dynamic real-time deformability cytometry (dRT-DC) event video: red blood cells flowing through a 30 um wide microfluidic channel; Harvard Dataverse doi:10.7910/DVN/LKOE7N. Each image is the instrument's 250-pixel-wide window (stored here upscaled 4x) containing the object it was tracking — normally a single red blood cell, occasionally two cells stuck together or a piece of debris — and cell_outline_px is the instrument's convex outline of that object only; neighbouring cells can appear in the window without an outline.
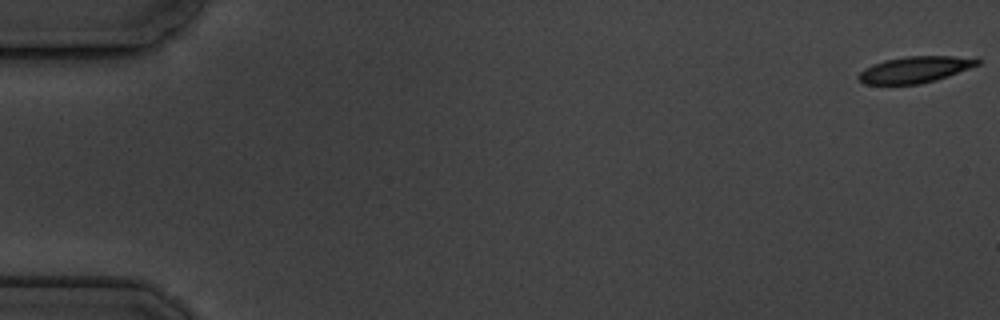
{"species": "common noctule bat (a hibernating species)", "species_latin": "Nyctalus noctula", "temperature_condition": "cold", "stored_images_in_passage": 5, "camera_frame_rate_fps": 3000, "um_per_image_px": 0.085, "animal": {"sex": "male", "body_mass_g": 19.5, "forearm_length_mm": 54.6}, "frame": {"image": 1, "passage_image": 1, "time_ms": 0.0, "image_size_px": [1000, 320], "cell_outline_px": [[980, 64], [948, 76], [936, 80], [920, 84], [864, 84], [856, 76], [864, 68], [872, 64], [884, 60], [908, 56], [952, 56], [980, 60]], "centroid_in_image_um": [77.72, 5.92], "position_along_channel_um": 7.3, "area_um2": 18.09}}
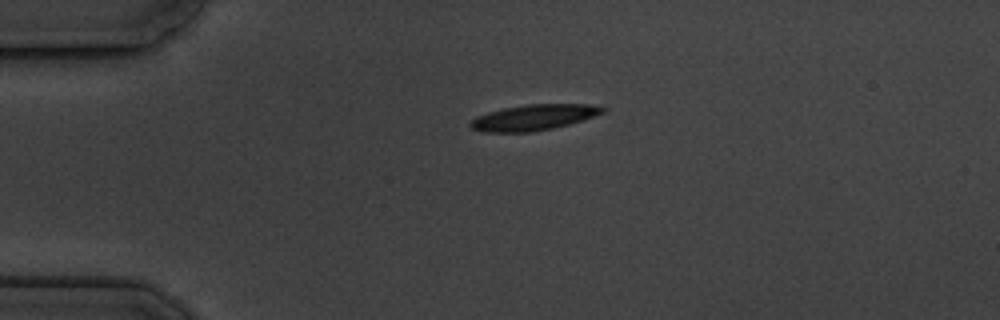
{"frame": {"image": 2, "passage_image": 4, "time_ms": 4.333, "image_size_px": [1000, 320], "cell_outline_px": [[608, 112], [584, 120], [552, 128], [532, 132], [484, 132], [472, 128], [468, 124], [476, 116], [488, 112], [504, 108], [524, 104], [588, 104], [608, 108]], "centroid_in_image_um": [45.42, 9.97], "position_along_channel_um": 39.6, "area_um2": 20.0}}